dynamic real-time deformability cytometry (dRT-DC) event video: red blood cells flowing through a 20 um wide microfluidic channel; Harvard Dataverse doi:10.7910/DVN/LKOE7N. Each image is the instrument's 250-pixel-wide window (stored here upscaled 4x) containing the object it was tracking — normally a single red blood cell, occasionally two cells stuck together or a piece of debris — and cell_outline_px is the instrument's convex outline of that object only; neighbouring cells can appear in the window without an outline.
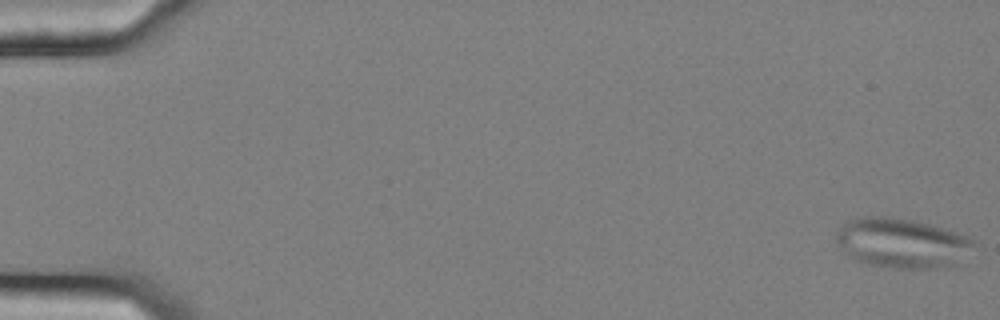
{"species": "common noctule bat (a hibernating species)", "species_latin": "Nyctalus noctula", "temperature_condition": "cold", "stored_images_in_passage": 57, "camera_frame_rate_fps": 3000, "um_per_image_px": 0.085, "animal": {"sex": "female", "body_mass_g": 25.1}, "frame": {"image": 1, "passage_image": 1, "time_ms": 0.0, "image_size_px": [1000, 320], "cell_outline_px": [[976, 244], [952, 268], [892, 268], [868, 264], [856, 260], [836, 240], [836, 232], [848, 220], [864, 216], [888, 216], [912, 220], [928, 224], [956, 232], [968, 236]], "centroid_in_image_um": [76.7, 20.66], "position_along_channel_um": 8.3, "area_um2": 39.54}}
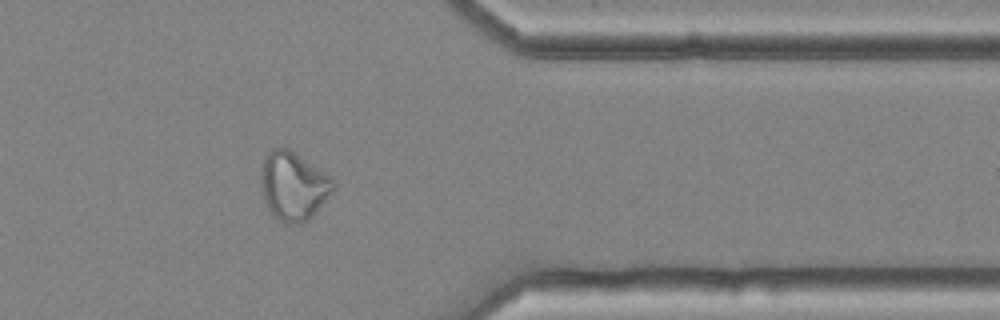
{"frame": {"image": 2, "passage_image": 47, "time_ms": 15.333, "image_size_px": [1000, 320], "cell_outline_px": [[336, 188], [312, 216], [308, 220], [300, 224], [284, 224], [268, 212], [264, 200], [260, 180], [260, 168], [264, 156], [272, 148], [288, 148], [332, 176], [336, 180]], "centroid_in_image_um": [24.93, 15.82], "position_along_channel_um": 386.5, "area_um2": 29.48}}
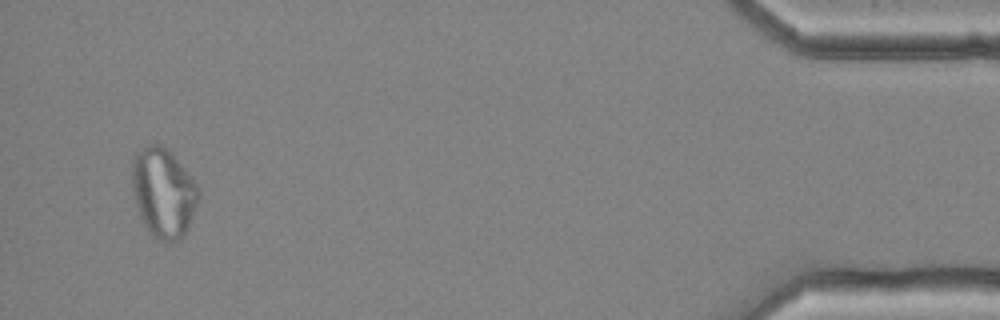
{"frame": {"image": 3, "passage_image": 55, "time_ms": 18.0, "image_size_px": [1000, 320], "cell_outline_px": [[200, 196], [188, 228], [184, 236], [180, 240], [160, 240], [152, 236], [148, 232], [140, 216], [136, 204], [132, 188], [132, 160], [136, 152], [148, 144], [160, 144], [172, 152], [200, 188]], "centroid_in_image_um": [13.89, 16.36], "position_along_channel_um": 421.3, "area_um2": 34.8}}